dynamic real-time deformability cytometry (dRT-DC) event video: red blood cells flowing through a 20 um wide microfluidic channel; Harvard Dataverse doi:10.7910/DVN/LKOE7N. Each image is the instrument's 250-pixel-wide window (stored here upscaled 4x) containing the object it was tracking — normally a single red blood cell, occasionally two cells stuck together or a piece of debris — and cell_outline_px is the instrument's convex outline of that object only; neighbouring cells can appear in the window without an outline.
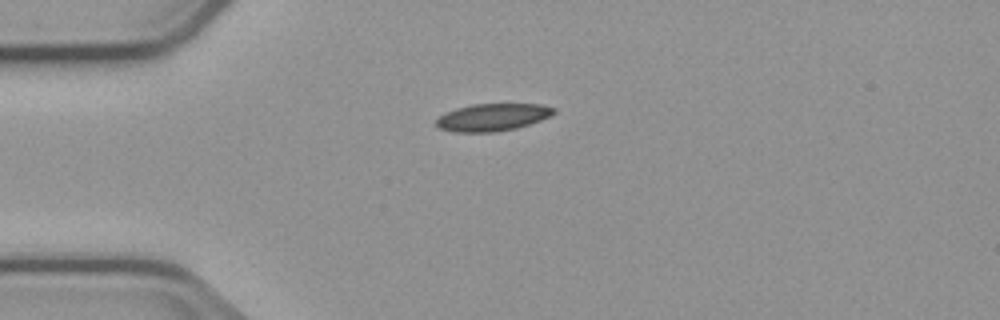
{"species": "common noctule bat (a hibernating species)", "species_latin": "Nyctalus noctula", "temperature_condition": "cold", "stored_images_in_passage": 42, "camera_frame_rate_fps": 3000, "um_per_image_px": 0.085, "animal": {"sex": "male", "body_mass_g": 23.1, "forearm_length_mm": 52.7}, "frame": {"image": 1, "passage_image": 1, "time_ms": 0.0, "image_size_px": [1000, 320], "cell_outline_px": [[556, 112], [540, 120], [516, 128], [496, 132], [452, 132], [440, 128], [436, 124], [436, 120], [444, 112], [456, 108], [472, 104], [540, 104], [556, 108]], "centroid_in_image_um": [41.84, 9.96], "position_along_channel_um": 43.2, "area_um2": 18.73}}
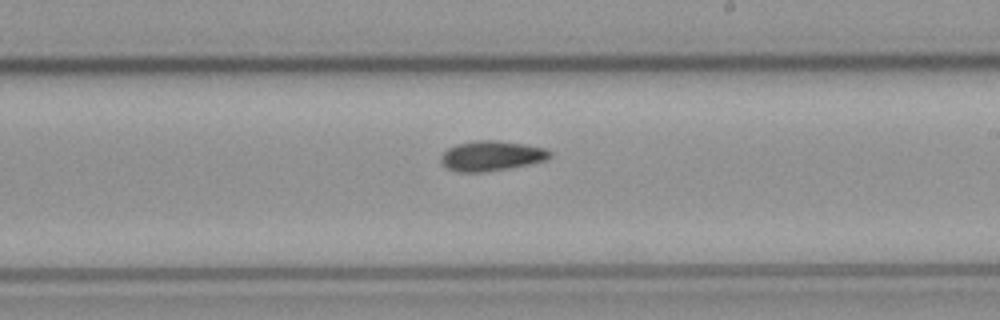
{"frame": {"image": 2, "passage_image": 19, "time_ms": 6.0, "image_size_px": [1000, 320], "cell_outline_px": [[552, 156], [544, 160], [528, 164], [508, 168], [484, 172], [456, 172], [444, 168], [440, 164], [440, 156], [448, 148], [456, 144], [476, 140], [496, 140], [524, 144], [544, 148], [552, 152]], "centroid_in_image_um": [41.7, 13.25], "position_along_channel_um": 247.3, "area_um2": 19.19}}
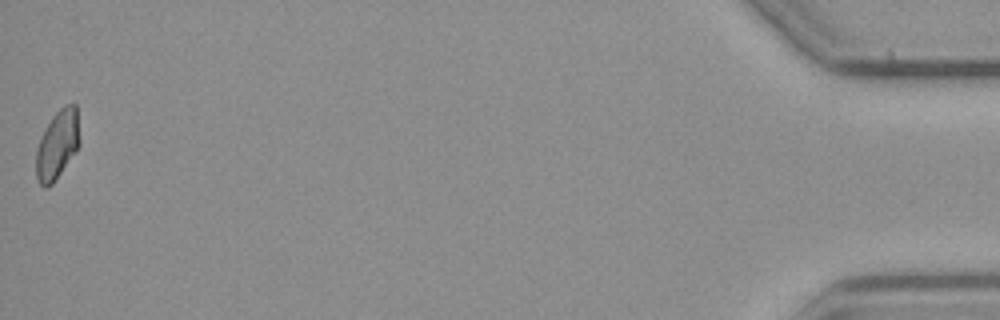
{"frame": {"image": 3, "passage_image": 42, "time_ms": 13.667, "image_size_px": [1000, 320], "cell_outline_px": [[80, 144], [52, 184], [48, 188], [44, 188], [40, 184], [36, 176], [36, 152], [40, 136], [52, 116], [64, 104], [76, 104], [80, 140]], "centroid_in_image_um": [4.86, 12.28], "position_along_channel_um": 430.3, "area_um2": 17.4}, "authors_computed_cell_mechanics": {"area_um2": 18.5249, "velocity_mm_per_s": 3.7498, "shape_relaxation_time_tau1_ms": 6.2136, "shape_relaxation_time_tau2_ms": 10.2485, "deformation_change_tau1": 0.1361, "deformation_change_tau2": 0.155}}